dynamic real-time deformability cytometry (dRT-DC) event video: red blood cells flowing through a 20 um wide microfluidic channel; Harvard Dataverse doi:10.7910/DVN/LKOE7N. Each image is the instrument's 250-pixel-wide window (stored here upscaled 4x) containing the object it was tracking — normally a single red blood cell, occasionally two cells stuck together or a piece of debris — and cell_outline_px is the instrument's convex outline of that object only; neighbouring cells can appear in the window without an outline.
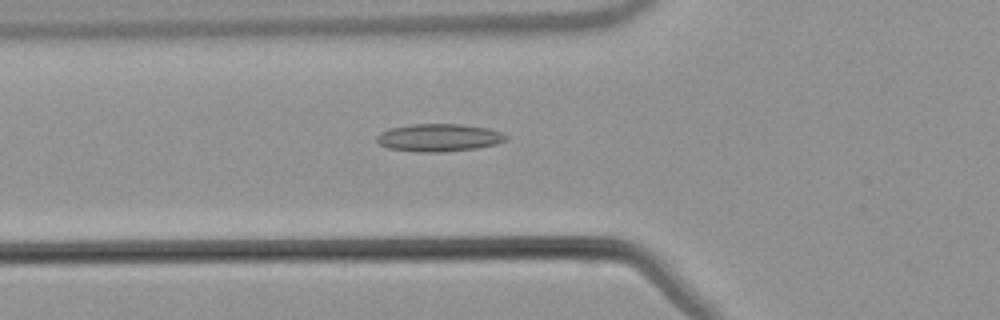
{"species": "common noctule bat (a hibernating species)", "species_latin": "Nyctalus noctula", "temperature_condition": "warm", "stored_images_in_passage": 54, "camera_frame_rate_fps": 3000, "um_per_image_px": 0.085, "animal": {"sex": "male", "body_mass_g": 21.5, "forearm_length_mm": 52.0}, "frame": {"image": 1, "passage_image": 20, "time_ms": 6.333, "image_size_px": [1000, 320], "cell_outline_px": [[508, 140], [496, 144], [476, 148], [440, 152], [416, 152], [388, 148], [380, 144], [376, 140], [376, 136], [380, 132], [388, 128], [412, 124], [460, 124], [488, 128], [500, 132], [508, 136]], "centroid_in_image_um": [37.29, 11.7], "position_along_channel_um": 88.5, "area_um2": 20.92}}
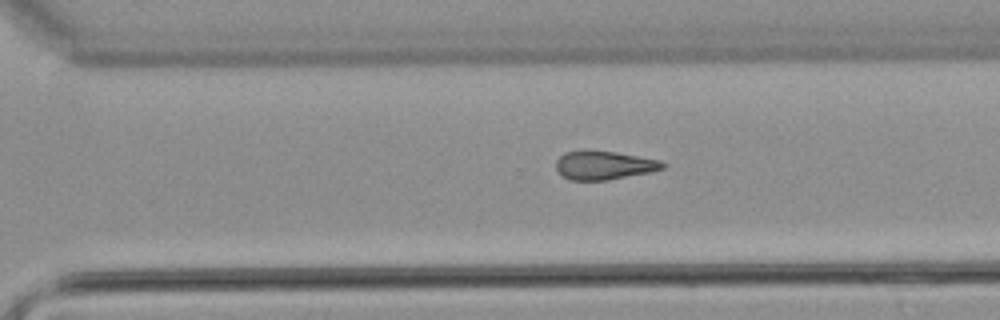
{"frame": {"image": 2, "passage_image": 38, "time_ms": 12.333, "image_size_px": [1000, 320], "cell_outline_px": [[668, 164], [664, 168], [652, 172], [608, 180], [568, 180], [556, 168], [556, 160], [564, 152], [584, 148], [616, 152], [660, 160]], "centroid_in_image_um": [51.34, 14.02], "position_along_channel_um": 319.3, "area_um2": 18.26}}
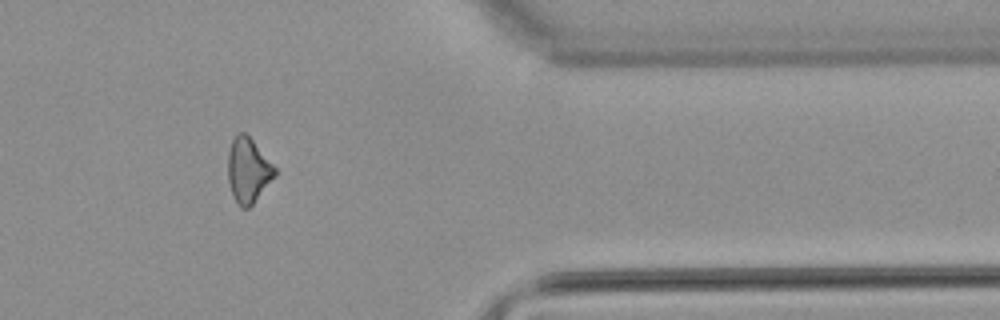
{"frame": {"image": 3, "passage_image": 45, "time_ms": 14.667, "image_size_px": [1000, 320], "cell_outline_px": [[276, 176], [252, 204], [248, 208], [240, 208], [232, 192], [228, 180], [228, 152], [232, 140], [236, 132], [244, 132], [252, 140], [276, 168]], "centroid_in_image_um": [21.09, 14.46], "position_along_channel_um": 390.3, "area_um2": 17.51}, "authors_computed_cell_mechanics": {"area_um2": 18.785, "velocity_mm_per_s": 3.8487, "shape_relaxation_time_tau1_ms": null, "shape_relaxation_time_tau2_ms": 8.7384, "deformation_change_tau1": null, "deformation_change_tau2": 0.2182}}